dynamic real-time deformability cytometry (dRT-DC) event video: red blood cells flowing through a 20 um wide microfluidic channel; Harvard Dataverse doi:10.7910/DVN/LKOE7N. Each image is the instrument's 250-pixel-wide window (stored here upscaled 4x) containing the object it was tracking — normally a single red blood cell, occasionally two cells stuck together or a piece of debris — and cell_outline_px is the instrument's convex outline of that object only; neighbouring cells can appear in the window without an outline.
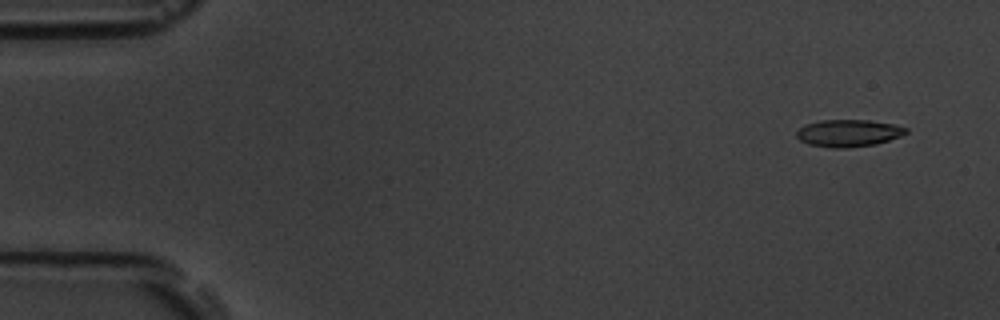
{"species": "common noctule bat (a hibernating species)", "species_latin": "Nyctalus noctula", "temperature_condition": "room temperature", "stored_images_in_passage": 6, "camera_frame_rate_fps": 3000, "um_per_image_px": 0.085, "animal": {"sex": "male", "body_mass_g": 19.5, "forearm_length_mm": 54.6}, "frame": {"image": 1, "passage_image": 2, "time_ms": 0.333, "image_size_px": [1000, 320], "cell_outline_px": [[908, 132], [900, 136], [876, 144], [848, 148], [832, 148], [808, 144], [800, 140], [796, 136], [796, 132], [804, 124], [820, 120], [868, 120], [892, 124], [908, 128]], "centroid_in_image_um": [72.09, 11.31], "position_along_channel_um": 12.9, "area_um2": 17.34}}
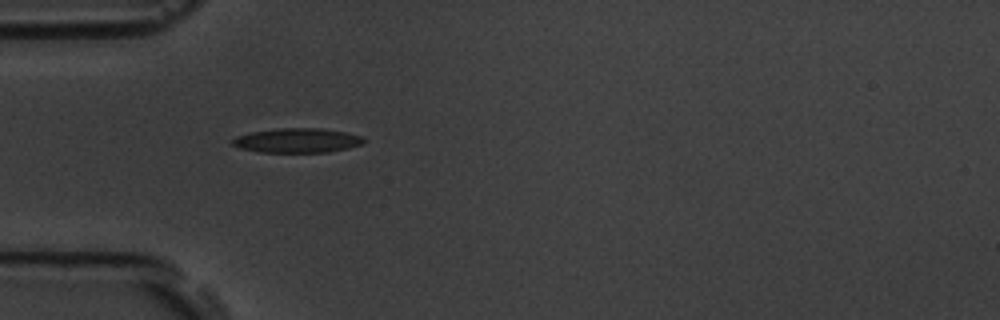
{"frame": {"image": 2, "passage_image": 5, "time_ms": 1.333, "image_size_px": [1000, 320], "cell_outline_px": [[364, 144], [348, 148], [328, 152], [260, 152], [240, 148], [232, 144], [232, 140], [236, 136], [252, 132], [280, 128], [324, 128], [364, 136]], "centroid_in_image_um": [25.3, 11.94], "position_along_channel_um": 59.7, "area_um2": 18.73}}
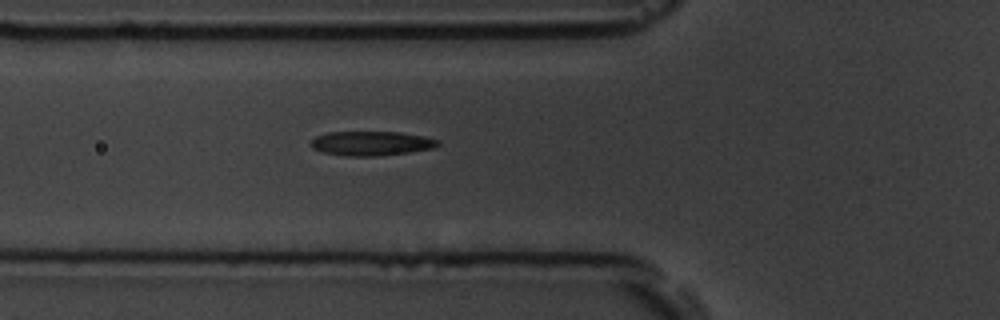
{"frame": {"image": 3, "passage_image": 6, "time_ms": 1.667, "image_size_px": [1000, 320], "cell_outline_px": [[440, 144], [432, 148], [408, 152], [380, 156], [348, 156], [324, 152], [312, 148], [312, 140], [316, 136], [328, 132], [400, 132], [424, 136], [440, 140]], "centroid_in_image_um": [31.59, 12.18], "position_along_channel_um": 94.2, "area_um2": 17.92}}